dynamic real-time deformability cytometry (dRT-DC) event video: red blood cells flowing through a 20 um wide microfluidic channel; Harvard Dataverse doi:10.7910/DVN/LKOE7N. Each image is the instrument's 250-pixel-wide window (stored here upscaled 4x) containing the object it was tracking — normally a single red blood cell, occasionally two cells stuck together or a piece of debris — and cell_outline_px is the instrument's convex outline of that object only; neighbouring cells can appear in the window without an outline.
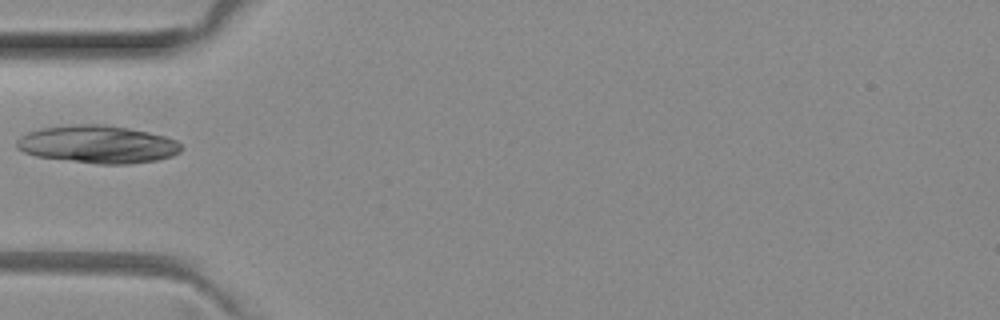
{"species": "common noctule bat (a hibernating species)", "species_latin": "Nyctalus noctula", "temperature_condition": "room temperature", "stored_images_in_passage": 5, "camera_frame_rate_fps": 3000, "um_per_image_px": 0.085, "animal": {"sex": "female", "body_mass_g": 29.2, "forearm_length_mm": 56.3}, "frame": {"image": 1, "passage_image": 4, "time_ms": 1.0, "image_size_px": [1000, 320], "cell_outline_px": [[184, 148], [180, 152], [172, 156], [156, 160], [128, 164], [96, 164], [36, 156], [24, 152], [16, 148], [16, 140], [20, 136], [28, 132], [40, 128], [72, 124], [104, 124], [128, 128], [148, 132], [164, 136], [176, 140]], "centroid_in_image_um": [8.29, 12.26], "position_along_channel_um": 76.7, "area_um2": 36.36}}
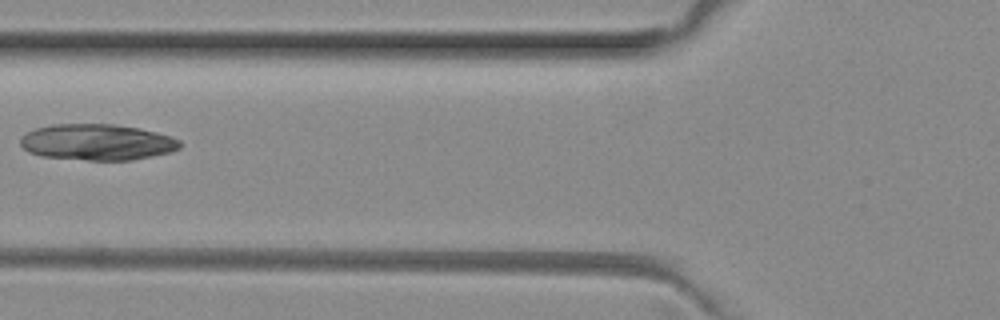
{"frame": {"image": 2, "passage_image": 5, "time_ms": 1.333, "image_size_px": [1000, 320], "cell_outline_px": [[180, 148], [172, 152], [132, 160], [88, 160], [40, 156], [28, 152], [20, 144], [20, 136], [36, 128], [52, 124], [112, 124], [140, 128], [172, 136], [180, 140]], "centroid_in_image_um": [8.26, 12.08], "position_along_channel_um": 117.5, "area_um2": 33.76}}